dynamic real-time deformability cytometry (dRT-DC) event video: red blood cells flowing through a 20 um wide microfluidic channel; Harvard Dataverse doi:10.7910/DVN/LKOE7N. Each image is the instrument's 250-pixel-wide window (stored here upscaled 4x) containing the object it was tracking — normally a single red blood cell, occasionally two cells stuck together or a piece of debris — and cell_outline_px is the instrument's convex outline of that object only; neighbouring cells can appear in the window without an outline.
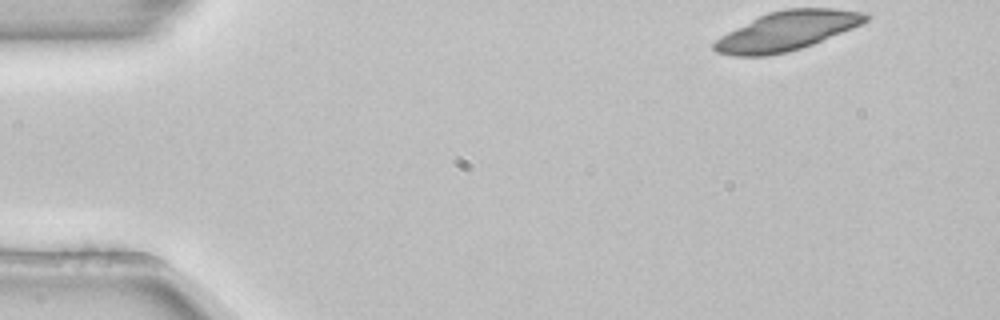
{"species": "common noctule bat (a hibernating species)", "species_latin": "Nyctalus noctula", "temperature_condition": "room temperature", "stored_images_in_passage": 14, "segment_of_instrument_passage": [1, 2], "camera_frame_rate_fps": 3000, "um_per_image_px": 0.085, "animal": {"sex": "female", "body_mass_g": 22.7, "forearm_length_mm": 54.2}, "frame": {"image": 1, "passage_image": 1, "time_ms": 0.0, "image_size_px": [1000, 320], "cell_outline_px": [[864, 20], [856, 24], [816, 40], [792, 48], [776, 52], [728, 52], [716, 48], [716, 44], [736, 32], [768, 16], [780, 12], [844, 12], [864, 16]], "centroid_in_image_um": [66.93, 2.65], "position_along_channel_um": 18.1, "area_um2": 26.47}}